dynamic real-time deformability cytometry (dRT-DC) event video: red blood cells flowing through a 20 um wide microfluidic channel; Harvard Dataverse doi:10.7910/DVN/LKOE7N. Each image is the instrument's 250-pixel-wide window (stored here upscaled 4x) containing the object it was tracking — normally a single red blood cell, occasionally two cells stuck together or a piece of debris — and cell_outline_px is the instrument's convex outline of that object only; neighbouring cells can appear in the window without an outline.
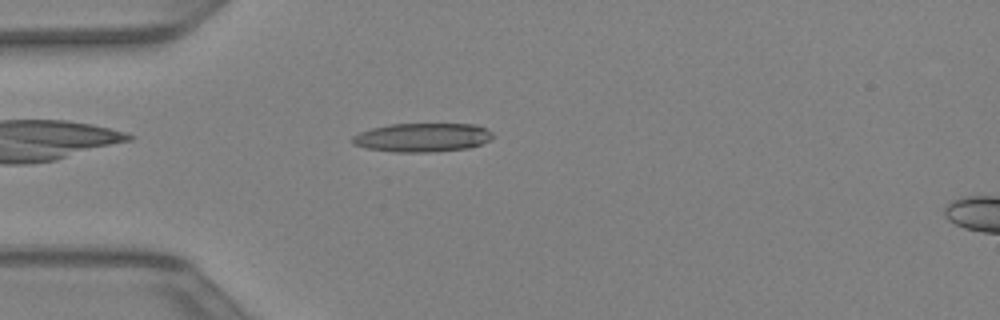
{"species": "Egyptian fruit bat (a non-hibernating species)", "species_latin": "Rousettus aegyptiacus", "temperature_condition": "warm", "stored_images_in_passage": 36, "camera_frame_rate_fps": 3000, "um_per_image_px": 0.085, "animal": {"sex": "female"}, "frame": {"image": 1, "passage_image": 5, "time_ms": 1.333, "image_size_px": [1000, 320], "cell_outline_px": [[492, 136], [488, 140], [480, 144], [468, 148], [428, 152], [396, 152], [368, 148], [352, 144], [352, 136], [360, 132], [372, 128], [388, 124], [472, 124], [484, 128], [492, 132]], "centroid_in_image_um": [35.86, 11.68], "position_along_channel_um": 49.1, "area_um2": 23.29}}
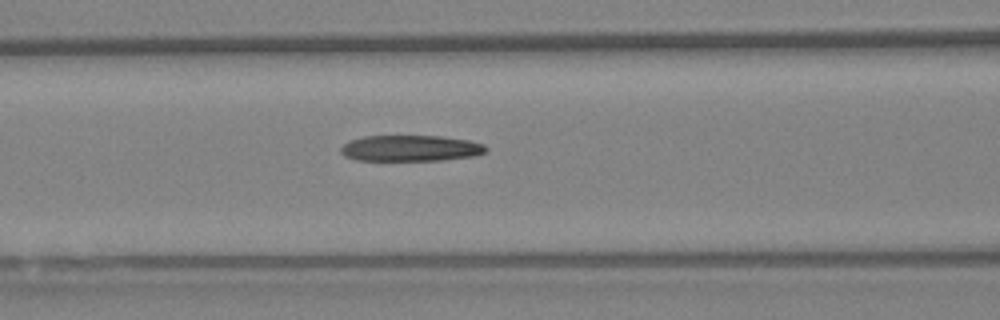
{"frame": {"image": 2, "passage_image": 11, "time_ms": 3.333, "image_size_px": [1000, 320], "cell_outline_px": [[488, 148], [484, 152], [476, 156], [444, 160], [356, 160], [344, 156], [340, 152], [340, 148], [348, 140], [364, 136], [440, 136], [468, 140], [484, 144]], "centroid_in_image_um": [34.88, 12.6], "position_along_channel_um": 131.7, "area_um2": 22.14}}
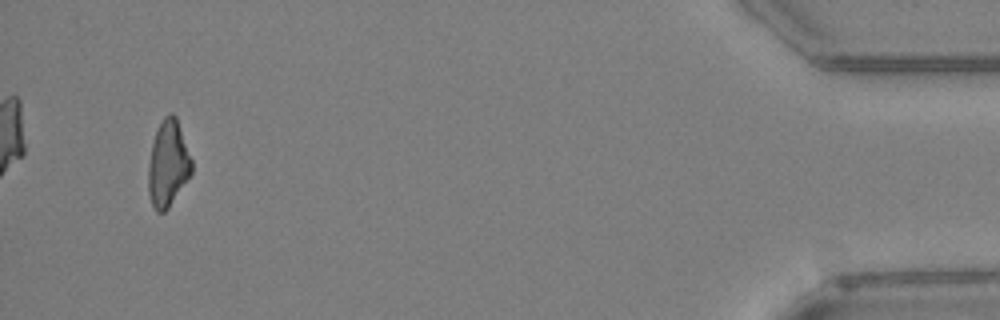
{"frame": {"image": 3, "passage_image": 34, "time_ms": 11.0, "image_size_px": [1000, 320], "cell_outline_px": [[192, 172], [168, 208], [164, 212], [156, 212], [152, 204], [148, 192], [148, 164], [152, 144], [156, 132], [164, 116], [168, 112], [172, 112], [176, 116], [192, 160]], "centroid_in_image_um": [14.27, 13.91], "position_along_channel_um": 420.9, "area_um2": 21.62}}